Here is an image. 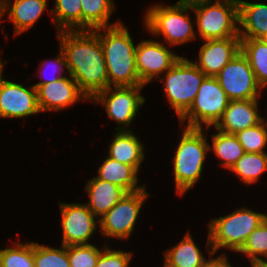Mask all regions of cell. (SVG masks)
Listing matches in <instances>:
<instances>
[{
	"mask_svg": "<svg viewBox=\"0 0 267 267\" xmlns=\"http://www.w3.org/2000/svg\"><path fill=\"white\" fill-rule=\"evenodd\" d=\"M67 63V72L91 99L109 87L107 66L98 34L94 30L57 32Z\"/></svg>",
	"mask_w": 267,
	"mask_h": 267,
	"instance_id": "obj_1",
	"label": "cell"
},
{
	"mask_svg": "<svg viewBox=\"0 0 267 267\" xmlns=\"http://www.w3.org/2000/svg\"><path fill=\"white\" fill-rule=\"evenodd\" d=\"M100 39L107 66L109 87L145 86L136 69V46L121 21L94 30ZM103 31L104 33H102Z\"/></svg>",
	"mask_w": 267,
	"mask_h": 267,
	"instance_id": "obj_2",
	"label": "cell"
},
{
	"mask_svg": "<svg viewBox=\"0 0 267 267\" xmlns=\"http://www.w3.org/2000/svg\"><path fill=\"white\" fill-rule=\"evenodd\" d=\"M267 214L238 208L223 217L208 223L207 250L212 257L219 249L227 248L238 252L248 236L266 219ZM210 246V247H209Z\"/></svg>",
	"mask_w": 267,
	"mask_h": 267,
	"instance_id": "obj_3",
	"label": "cell"
},
{
	"mask_svg": "<svg viewBox=\"0 0 267 267\" xmlns=\"http://www.w3.org/2000/svg\"><path fill=\"white\" fill-rule=\"evenodd\" d=\"M209 145L201 128L184 127L173 158L177 193L183 195L201 179L206 153L210 152Z\"/></svg>",
	"mask_w": 267,
	"mask_h": 267,
	"instance_id": "obj_4",
	"label": "cell"
},
{
	"mask_svg": "<svg viewBox=\"0 0 267 267\" xmlns=\"http://www.w3.org/2000/svg\"><path fill=\"white\" fill-rule=\"evenodd\" d=\"M191 4L178 1L174 5H152L145 12L146 29L153 35H164V40L171 46L181 45L196 38L193 22L187 11Z\"/></svg>",
	"mask_w": 267,
	"mask_h": 267,
	"instance_id": "obj_5",
	"label": "cell"
},
{
	"mask_svg": "<svg viewBox=\"0 0 267 267\" xmlns=\"http://www.w3.org/2000/svg\"><path fill=\"white\" fill-rule=\"evenodd\" d=\"M191 6L203 41L240 38L238 0L203 1Z\"/></svg>",
	"mask_w": 267,
	"mask_h": 267,
	"instance_id": "obj_6",
	"label": "cell"
},
{
	"mask_svg": "<svg viewBox=\"0 0 267 267\" xmlns=\"http://www.w3.org/2000/svg\"><path fill=\"white\" fill-rule=\"evenodd\" d=\"M163 74L166 75L158 79L164 82L167 100L180 119L194 102L206 75L183 56Z\"/></svg>",
	"mask_w": 267,
	"mask_h": 267,
	"instance_id": "obj_7",
	"label": "cell"
},
{
	"mask_svg": "<svg viewBox=\"0 0 267 267\" xmlns=\"http://www.w3.org/2000/svg\"><path fill=\"white\" fill-rule=\"evenodd\" d=\"M229 98L216 77L206 76L189 110L179 119L181 126L187 121L189 128L205 129L215 126L229 104Z\"/></svg>",
	"mask_w": 267,
	"mask_h": 267,
	"instance_id": "obj_8",
	"label": "cell"
},
{
	"mask_svg": "<svg viewBox=\"0 0 267 267\" xmlns=\"http://www.w3.org/2000/svg\"><path fill=\"white\" fill-rule=\"evenodd\" d=\"M149 197L146 188L126 193L104 216L99 218L100 232L107 237L128 239L133 232L136 220Z\"/></svg>",
	"mask_w": 267,
	"mask_h": 267,
	"instance_id": "obj_9",
	"label": "cell"
},
{
	"mask_svg": "<svg viewBox=\"0 0 267 267\" xmlns=\"http://www.w3.org/2000/svg\"><path fill=\"white\" fill-rule=\"evenodd\" d=\"M144 86H119L108 87L97 93L91 100L99 102L107 111L111 120H116L118 126L115 130H129L127 127L132 124L145 102L144 96L140 94Z\"/></svg>",
	"mask_w": 267,
	"mask_h": 267,
	"instance_id": "obj_10",
	"label": "cell"
},
{
	"mask_svg": "<svg viewBox=\"0 0 267 267\" xmlns=\"http://www.w3.org/2000/svg\"><path fill=\"white\" fill-rule=\"evenodd\" d=\"M215 77L230 101L258 99L261 96L262 87L241 51Z\"/></svg>",
	"mask_w": 267,
	"mask_h": 267,
	"instance_id": "obj_11",
	"label": "cell"
},
{
	"mask_svg": "<svg viewBox=\"0 0 267 267\" xmlns=\"http://www.w3.org/2000/svg\"><path fill=\"white\" fill-rule=\"evenodd\" d=\"M62 245H88L99 219L85 204L61 203Z\"/></svg>",
	"mask_w": 267,
	"mask_h": 267,
	"instance_id": "obj_12",
	"label": "cell"
},
{
	"mask_svg": "<svg viewBox=\"0 0 267 267\" xmlns=\"http://www.w3.org/2000/svg\"><path fill=\"white\" fill-rule=\"evenodd\" d=\"M181 56L155 40H144L136 45V69L140 81L146 85L169 70Z\"/></svg>",
	"mask_w": 267,
	"mask_h": 267,
	"instance_id": "obj_13",
	"label": "cell"
},
{
	"mask_svg": "<svg viewBox=\"0 0 267 267\" xmlns=\"http://www.w3.org/2000/svg\"><path fill=\"white\" fill-rule=\"evenodd\" d=\"M40 113L37 90L0 79V118H25Z\"/></svg>",
	"mask_w": 267,
	"mask_h": 267,
	"instance_id": "obj_14",
	"label": "cell"
},
{
	"mask_svg": "<svg viewBox=\"0 0 267 267\" xmlns=\"http://www.w3.org/2000/svg\"><path fill=\"white\" fill-rule=\"evenodd\" d=\"M69 76V78L65 76L50 83L33 85L37 90L40 112L61 111L79 100H89L73 77Z\"/></svg>",
	"mask_w": 267,
	"mask_h": 267,
	"instance_id": "obj_15",
	"label": "cell"
},
{
	"mask_svg": "<svg viewBox=\"0 0 267 267\" xmlns=\"http://www.w3.org/2000/svg\"><path fill=\"white\" fill-rule=\"evenodd\" d=\"M240 51V38L205 40L199 51V59L193 63L206 76L215 77Z\"/></svg>",
	"mask_w": 267,
	"mask_h": 267,
	"instance_id": "obj_16",
	"label": "cell"
},
{
	"mask_svg": "<svg viewBox=\"0 0 267 267\" xmlns=\"http://www.w3.org/2000/svg\"><path fill=\"white\" fill-rule=\"evenodd\" d=\"M258 99L229 101L222 117L214 128L228 134L259 124L263 118L259 113Z\"/></svg>",
	"mask_w": 267,
	"mask_h": 267,
	"instance_id": "obj_17",
	"label": "cell"
},
{
	"mask_svg": "<svg viewBox=\"0 0 267 267\" xmlns=\"http://www.w3.org/2000/svg\"><path fill=\"white\" fill-rule=\"evenodd\" d=\"M48 0H4L0 4V18L8 11V18L14 25V34L19 35L33 27L46 10ZM12 4V5H11ZM1 23V22H0Z\"/></svg>",
	"mask_w": 267,
	"mask_h": 267,
	"instance_id": "obj_18",
	"label": "cell"
},
{
	"mask_svg": "<svg viewBox=\"0 0 267 267\" xmlns=\"http://www.w3.org/2000/svg\"><path fill=\"white\" fill-rule=\"evenodd\" d=\"M238 16L240 39H263L267 35V4L238 0Z\"/></svg>",
	"mask_w": 267,
	"mask_h": 267,
	"instance_id": "obj_19",
	"label": "cell"
},
{
	"mask_svg": "<svg viewBox=\"0 0 267 267\" xmlns=\"http://www.w3.org/2000/svg\"><path fill=\"white\" fill-rule=\"evenodd\" d=\"M89 196L85 204L97 217L104 216L127 192L116 184L94 177L85 185Z\"/></svg>",
	"mask_w": 267,
	"mask_h": 267,
	"instance_id": "obj_20",
	"label": "cell"
},
{
	"mask_svg": "<svg viewBox=\"0 0 267 267\" xmlns=\"http://www.w3.org/2000/svg\"><path fill=\"white\" fill-rule=\"evenodd\" d=\"M109 146L108 157L125 165L132 166L137 172L145 160L144 146L130 130H117Z\"/></svg>",
	"mask_w": 267,
	"mask_h": 267,
	"instance_id": "obj_21",
	"label": "cell"
},
{
	"mask_svg": "<svg viewBox=\"0 0 267 267\" xmlns=\"http://www.w3.org/2000/svg\"><path fill=\"white\" fill-rule=\"evenodd\" d=\"M138 172L130 165L122 164L117 160L107 157L98 168V179L116 184L127 193L139 191L144 188L138 185Z\"/></svg>",
	"mask_w": 267,
	"mask_h": 267,
	"instance_id": "obj_22",
	"label": "cell"
},
{
	"mask_svg": "<svg viewBox=\"0 0 267 267\" xmlns=\"http://www.w3.org/2000/svg\"><path fill=\"white\" fill-rule=\"evenodd\" d=\"M206 261L188 232L177 245L165 251L163 267H203Z\"/></svg>",
	"mask_w": 267,
	"mask_h": 267,
	"instance_id": "obj_23",
	"label": "cell"
},
{
	"mask_svg": "<svg viewBox=\"0 0 267 267\" xmlns=\"http://www.w3.org/2000/svg\"><path fill=\"white\" fill-rule=\"evenodd\" d=\"M82 30H95L112 26L109 18L114 12L113 0H81Z\"/></svg>",
	"mask_w": 267,
	"mask_h": 267,
	"instance_id": "obj_24",
	"label": "cell"
},
{
	"mask_svg": "<svg viewBox=\"0 0 267 267\" xmlns=\"http://www.w3.org/2000/svg\"><path fill=\"white\" fill-rule=\"evenodd\" d=\"M241 52L247 57L257 83L267 87V42L263 39H241Z\"/></svg>",
	"mask_w": 267,
	"mask_h": 267,
	"instance_id": "obj_25",
	"label": "cell"
},
{
	"mask_svg": "<svg viewBox=\"0 0 267 267\" xmlns=\"http://www.w3.org/2000/svg\"><path fill=\"white\" fill-rule=\"evenodd\" d=\"M218 133L212 135V146L209 150L214 151V155L221 159L222 167L230 168L245 154L243 146L240 144L235 134H228L217 130Z\"/></svg>",
	"mask_w": 267,
	"mask_h": 267,
	"instance_id": "obj_26",
	"label": "cell"
},
{
	"mask_svg": "<svg viewBox=\"0 0 267 267\" xmlns=\"http://www.w3.org/2000/svg\"><path fill=\"white\" fill-rule=\"evenodd\" d=\"M81 0H55L52 20L56 29L82 30V4Z\"/></svg>",
	"mask_w": 267,
	"mask_h": 267,
	"instance_id": "obj_27",
	"label": "cell"
},
{
	"mask_svg": "<svg viewBox=\"0 0 267 267\" xmlns=\"http://www.w3.org/2000/svg\"><path fill=\"white\" fill-rule=\"evenodd\" d=\"M245 184L256 183L267 171V153L245 152L230 168Z\"/></svg>",
	"mask_w": 267,
	"mask_h": 267,
	"instance_id": "obj_28",
	"label": "cell"
},
{
	"mask_svg": "<svg viewBox=\"0 0 267 267\" xmlns=\"http://www.w3.org/2000/svg\"><path fill=\"white\" fill-rule=\"evenodd\" d=\"M238 253H243L249 257L252 266L267 263V217L248 236ZM260 256L266 259L264 260Z\"/></svg>",
	"mask_w": 267,
	"mask_h": 267,
	"instance_id": "obj_29",
	"label": "cell"
},
{
	"mask_svg": "<svg viewBox=\"0 0 267 267\" xmlns=\"http://www.w3.org/2000/svg\"><path fill=\"white\" fill-rule=\"evenodd\" d=\"M0 249V267H35L34 242L16 243Z\"/></svg>",
	"mask_w": 267,
	"mask_h": 267,
	"instance_id": "obj_30",
	"label": "cell"
},
{
	"mask_svg": "<svg viewBox=\"0 0 267 267\" xmlns=\"http://www.w3.org/2000/svg\"><path fill=\"white\" fill-rule=\"evenodd\" d=\"M264 120L266 119L235 134L245 152L265 153L264 149L267 146V120Z\"/></svg>",
	"mask_w": 267,
	"mask_h": 267,
	"instance_id": "obj_31",
	"label": "cell"
},
{
	"mask_svg": "<svg viewBox=\"0 0 267 267\" xmlns=\"http://www.w3.org/2000/svg\"><path fill=\"white\" fill-rule=\"evenodd\" d=\"M34 263L35 267H70L67 246L58 249L34 242Z\"/></svg>",
	"mask_w": 267,
	"mask_h": 267,
	"instance_id": "obj_32",
	"label": "cell"
},
{
	"mask_svg": "<svg viewBox=\"0 0 267 267\" xmlns=\"http://www.w3.org/2000/svg\"><path fill=\"white\" fill-rule=\"evenodd\" d=\"M101 252L93 244L67 246L70 267H95Z\"/></svg>",
	"mask_w": 267,
	"mask_h": 267,
	"instance_id": "obj_33",
	"label": "cell"
},
{
	"mask_svg": "<svg viewBox=\"0 0 267 267\" xmlns=\"http://www.w3.org/2000/svg\"><path fill=\"white\" fill-rule=\"evenodd\" d=\"M95 267H129L132 253L122 250H113L104 245Z\"/></svg>",
	"mask_w": 267,
	"mask_h": 267,
	"instance_id": "obj_34",
	"label": "cell"
},
{
	"mask_svg": "<svg viewBox=\"0 0 267 267\" xmlns=\"http://www.w3.org/2000/svg\"><path fill=\"white\" fill-rule=\"evenodd\" d=\"M50 61H52V62H47L46 60L45 61H43L42 62V64L43 65H41V66H43V67H41V68H45L46 67V65L47 66H49V67H53V73H54V75L51 77V78H44L43 76H45V73H44V70L43 69H41V78L43 79L42 81H40V82H38V83H36V84H34V85H42V84H46V83H50V82H53V81H56V80H58V79H60V78H63V77H65V75H63L62 73L64 72V68H66L67 69V63H66V57H65V55H64V53H63V51H62V49L60 48V50H59V55H57V58L55 59V60H52V59H50ZM47 63V64H46ZM56 68H55V67ZM47 68V67H46ZM52 69V68H51ZM60 69H61V71H60ZM57 70L59 71V74H58V72H57ZM56 72V73H55ZM43 73V74H42ZM56 74H58V75H56ZM43 75V76H42ZM56 75V76H55Z\"/></svg>",
	"mask_w": 267,
	"mask_h": 267,
	"instance_id": "obj_35",
	"label": "cell"
},
{
	"mask_svg": "<svg viewBox=\"0 0 267 267\" xmlns=\"http://www.w3.org/2000/svg\"><path fill=\"white\" fill-rule=\"evenodd\" d=\"M203 267H233L228 259H227V256L226 254H222L221 256L219 257H216V258H209V260H207L204 264Z\"/></svg>",
	"mask_w": 267,
	"mask_h": 267,
	"instance_id": "obj_36",
	"label": "cell"
},
{
	"mask_svg": "<svg viewBox=\"0 0 267 267\" xmlns=\"http://www.w3.org/2000/svg\"><path fill=\"white\" fill-rule=\"evenodd\" d=\"M179 1L188 3V4H195V3L203 2V1H216V0H179Z\"/></svg>",
	"mask_w": 267,
	"mask_h": 267,
	"instance_id": "obj_37",
	"label": "cell"
},
{
	"mask_svg": "<svg viewBox=\"0 0 267 267\" xmlns=\"http://www.w3.org/2000/svg\"><path fill=\"white\" fill-rule=\"evenodd\" d=\"M3 67H4V63H2V60L0 59V79L3 77L2 72H3Z\"/></svg>",
	"mask_w": 267,
	"mask_h": 267,
	"instance_id": "obj_38",
	"label": "cell"
},
{
	"mask_svg": "<svg viewBox=\"0 0 267 267\" xmlns=\"http://www.w3.org/2000/svg\"><path fill=\"white\" fill-rule=\"evenodd\" d=\"M252 267H267V263L256 264V265H253Z\"/></svg>",
	"mask_w": 267,
	"mask_h": 267,
	"instance_id": "obj_39",
	"label": "cell"
},
{
	"mask_svg": "<svg viewBox=\"0 0 267 267\" xmlns=\"http://www.w3.org/2000/svg\"><path fill=\"white\" fill-rule=\"evenodd\" d=\"M263 40H264L265 42H267V35L263 38Z\"/></svg>",
	"mask_w": 267,
	"mask_h": 267,
	"instance_id": "obj_40",
	"label": "cell"
}]
</instances>
